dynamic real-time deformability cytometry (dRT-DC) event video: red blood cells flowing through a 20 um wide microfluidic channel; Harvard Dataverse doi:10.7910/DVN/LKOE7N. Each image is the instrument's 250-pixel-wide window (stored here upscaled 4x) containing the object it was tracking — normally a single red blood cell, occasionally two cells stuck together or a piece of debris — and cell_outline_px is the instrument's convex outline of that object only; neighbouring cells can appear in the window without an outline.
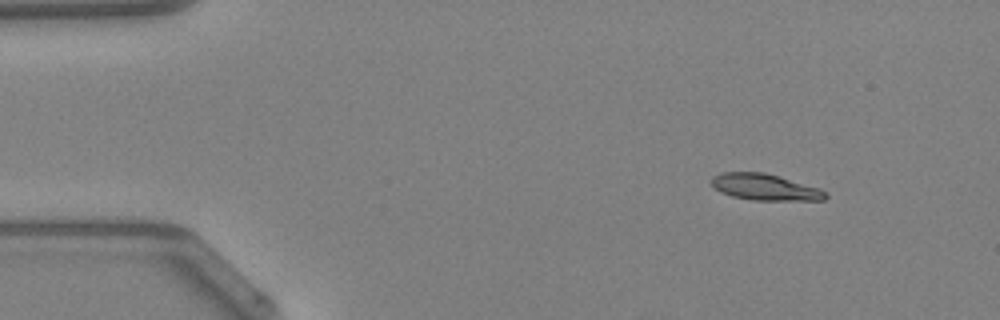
{"species": "Egyptian fruit bat (a non-hibernating species)", "species_latin": "Rousettus aegyptiacus", "temperature_condition": "warm", "stored_images_in_passage": 43, "camera_frame_rate_fps": 3000, "um_per_image_px": 0.085, "animal": {"sex": "female"}, "frame": {"image": 1, "passage_image": 1, "time_ms": 0.0, "image_size_px": [1000, 320], "cell_outline_px": [[828, 196], [824, 200], [752, 200], [732, 196], [720, 192], [712, 184], [712, 176], [720, 172], [764, 172], [816, 188], [824, 192]], "centroid_in_image_um": [64.95, 15.9], "position_along_channel_um": 20.1, "area_um2": 17.11}}
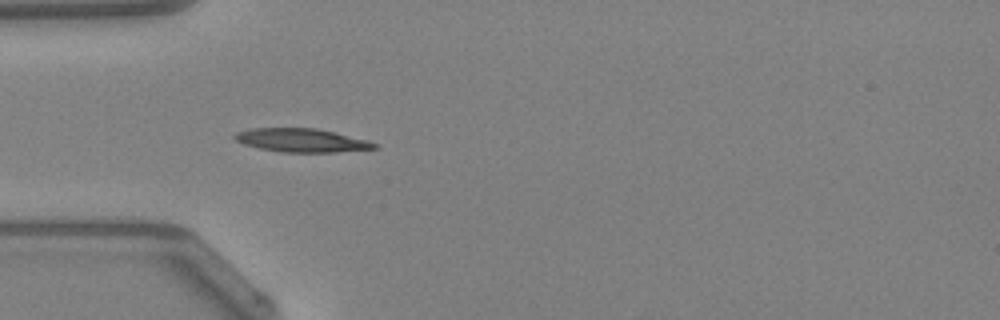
{"frame": {"image": 2, "passage_image": 10, "time_ms": 3.0, "image_size_px": [1000, 320], "cell_outline_px": [[376, 148], [336, 152], [280, 152], [260, 148], [244, 144], [236, 140], [232, 136], [236, 132], [252, 128], [316, 128], [368, 140], [376, 144]], "centroid_in_image_um": [25.6, 11.92], "position_along_channel_um": 59.4, "area_um2": 18.96}}
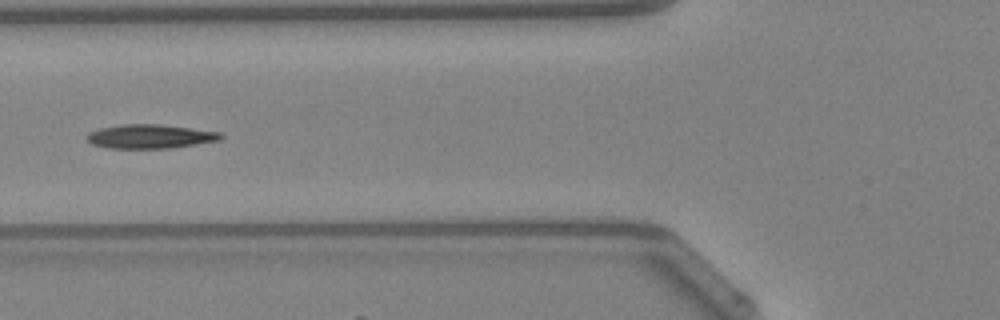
{"frame": {"image": 3, "passage_image": 14, "time_ms": 4.333, "image_size_px": [1000, 320], "cell_outline_px": [[224, 136], [220, 140], [172, 148], [108, 148], [92, 144], [84, 136], [88, 132], [100, 128], [124, 124], [160, 124], [220, 132]], "centroid_in_image_um": [12.74, 11.59], "position_along_channel_um": 113.1, "area_um2": 18.73}, "authors_computed_cell_mechanics": {"area_um2": 17.918, "velocity_mm_per_s": 4.2507, "shape_relaxation_time_tau1_ms": 8.7463, "shape_relaxation_time_tau2_ms": 8.2519, "deformation_change_tau1": 0.2209, "deformation_change_tau2": 0.1355}}